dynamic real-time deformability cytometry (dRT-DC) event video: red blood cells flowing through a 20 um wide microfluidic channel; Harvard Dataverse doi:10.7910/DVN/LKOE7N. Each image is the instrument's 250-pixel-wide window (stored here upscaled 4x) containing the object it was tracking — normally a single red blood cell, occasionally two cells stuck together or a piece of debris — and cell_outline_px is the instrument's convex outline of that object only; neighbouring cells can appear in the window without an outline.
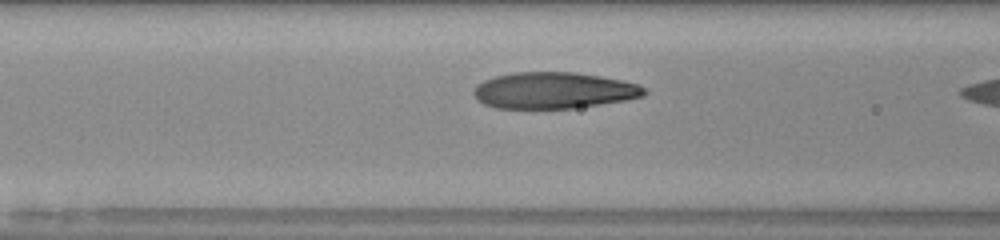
{"species": "human", "species_latin": "Homo sapiens", "temperature_condition": "room temperature", "stored_images_in_passage": 12, "camera_frame_rate_fps": 3000, "um_per_image_px": 0.085, "donor": {"sex": "male"}, "frame": {"image": 1, "passage_image": 10, "time_ms": 3.0, "image_size_px": [1000, 240], "cell_outline_px": [[648, 92], [644, 96], [628, 100], [572, 108], [496, 108], [484, 104], [476, 100], [472, 92], [476, 84], [484, 80], [496, 76], [512, 72], [576, 72], [600, 76], [620, 80], [636, 84], [644, 88]], "centroid_in_image_um": [47.04, 7.68], "position_along_channel_um": 119.6, "area_um2": 36.24}}